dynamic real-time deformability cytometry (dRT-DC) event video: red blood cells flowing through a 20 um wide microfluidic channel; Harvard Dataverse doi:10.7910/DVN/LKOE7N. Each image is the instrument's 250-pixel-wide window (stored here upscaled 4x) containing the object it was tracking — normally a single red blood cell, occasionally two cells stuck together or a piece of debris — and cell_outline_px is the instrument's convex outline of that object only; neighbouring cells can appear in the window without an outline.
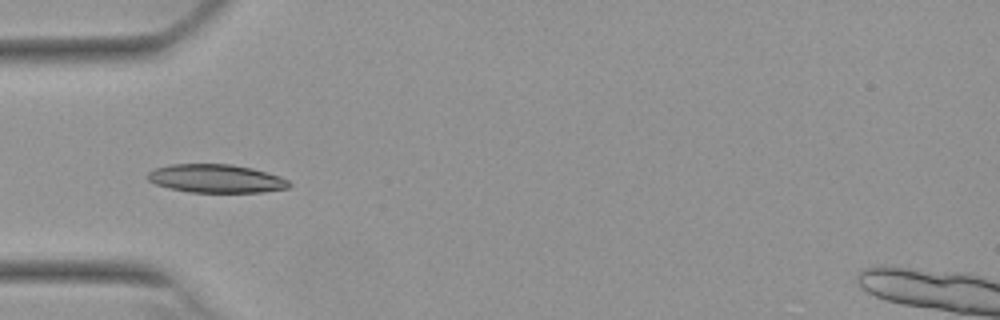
{"species": "Egyptian fruit bat (a non-hibernating species)", "species_latin": "Rousettus aegyptiacus", "temperature_condition": "warm", "stored_images_in_passage": 10, "camera_frame_rate_fps": 3000, "um_per_image_px": 0.085, "animal": {"sex": "female"}, "frame": {"image": 1, "passage_image": 4, "time_ms": 1.0, "image_size_px": [1000, 320], "cell_outline_px": [[292, 184], [288, 188], [260, 192], [188, 192], [168, 188], [156, 184], [148, 180], [144, 176], [148, 172], [156, 168], [168, 164], [232, 164], [252, 168], [280, 176], [288, 180]], "centroid_in_image_um": [18.33, 15.17], "position_along_channel_um": 66.7, "area_um2": 23.52}}